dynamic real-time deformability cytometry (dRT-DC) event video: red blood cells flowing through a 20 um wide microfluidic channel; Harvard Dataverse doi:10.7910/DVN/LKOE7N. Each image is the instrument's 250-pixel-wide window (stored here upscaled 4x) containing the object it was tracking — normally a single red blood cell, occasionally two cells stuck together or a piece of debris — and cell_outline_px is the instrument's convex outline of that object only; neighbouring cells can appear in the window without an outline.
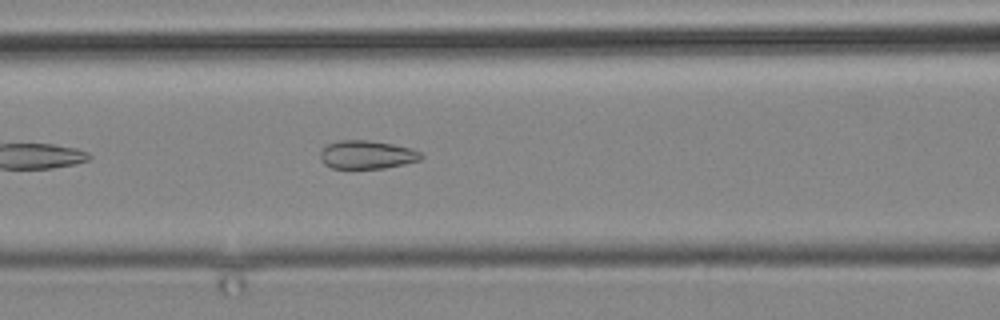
{"species": "common noctule bat (a hibernating species)", "species_latin": "Nyctalus noctula", "temperature_condition": "cold", "stored_images_in_passage": 10, "camera_frame_rate_fps": 3000, "um_per_image_px": 0.085, "animal": {"sex": "male", "body_mass_g": 19.2, "forearm_length_mm": 51.8}, "frame": {"image": 1, "passage_image": 10, "time_ms": 11.333, "image_size_px": [1000, 320], "cell_outline_px": [[424, 156], [420, 160], [404, 164], [384, 168], [332, 168], [324, 164], [320, 160], [320, 152], [328, 144], [336, 140], [368, 140], [392, 144], [412, 148], [420, 152]], "centroid_in_image_um": [31.18, 13.14], "position_along_channel_um": 135.4, "area_um2": 16.7}}